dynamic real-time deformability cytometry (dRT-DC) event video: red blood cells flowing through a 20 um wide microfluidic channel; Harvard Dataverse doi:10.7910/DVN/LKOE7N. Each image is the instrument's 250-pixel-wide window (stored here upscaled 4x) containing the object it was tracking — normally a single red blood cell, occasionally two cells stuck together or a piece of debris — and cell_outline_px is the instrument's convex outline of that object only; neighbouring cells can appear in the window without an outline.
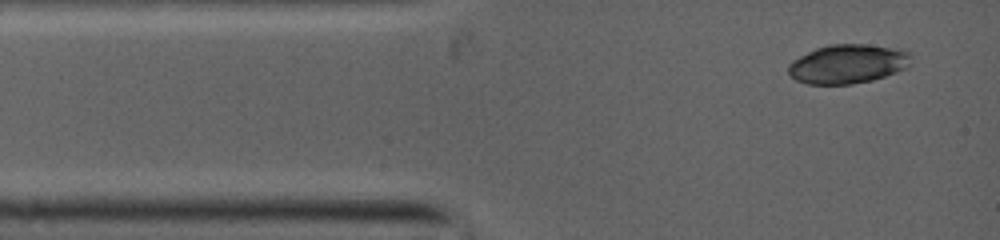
{"species": "common noctule bat (a hibernating species)", "species_latin": "Nyctalus noctula", "temperature_condition": "warm", "stored_images_in_passage": 2, "camera_frame_rate_fps": 5000, "um_per_image_px": 0.085, "animal": {"sex": "female", "body_mass_g": 19.0, "forearm_length_mm": 53.3}, "frame": {"image": 1, "passage_image": 1, "time_ms": 0.0, "image_size_px": [1000, 240], "cell_outline_px": [[912, 56], [904, 68], [896, 72], [872, 80], [852, 84], [808, 84], [796, 80], [788, 72], [788, 64], [800, 56], [816, 48], [832, 44], [864, 44], [888, 48], [908, 52]], "centroid_in_image_um": [72.01, 5.44], "position_along_channel_um": 13.0, "area_um2": 27.4}}